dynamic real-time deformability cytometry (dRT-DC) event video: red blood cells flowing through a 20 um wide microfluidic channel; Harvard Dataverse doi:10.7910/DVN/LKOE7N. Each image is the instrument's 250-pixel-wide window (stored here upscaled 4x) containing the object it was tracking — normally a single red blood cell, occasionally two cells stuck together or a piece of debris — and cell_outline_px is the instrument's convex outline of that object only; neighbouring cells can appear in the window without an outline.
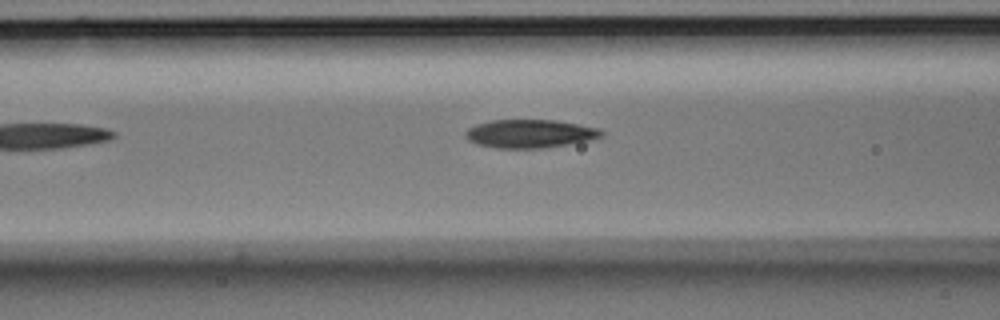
{"species": "Egyptian fruit bat (a non-hibernating species)", "species_latin": "Rousettus aegyptiacus", "temperature_condition": "room temperature", "stored_images_in_passage": 6, "segment_of_instrument_passage": [1, 2], "camera_frame_rate_fps": 3000, "um_per_image_px": 0.085, "animal": {"sex": "male"}, "frame": {"image": 1, "passage_image": 4, "time_ms": 1.0, "image_size_px": [1000, 320], "cell_outline_px": [[604, 136], [588, 140], [544, 148], [496, 148], [476, 144], [468, 140], [464, 136], [464, 132], [468, 128], [476, 124], [492, 120], [556, 120], [600, 128], [604, 132]], "centroid_in_image_um": [45.02, 11.36], "position_along_channel_um": 121.6, "area_um2": 22.54}}
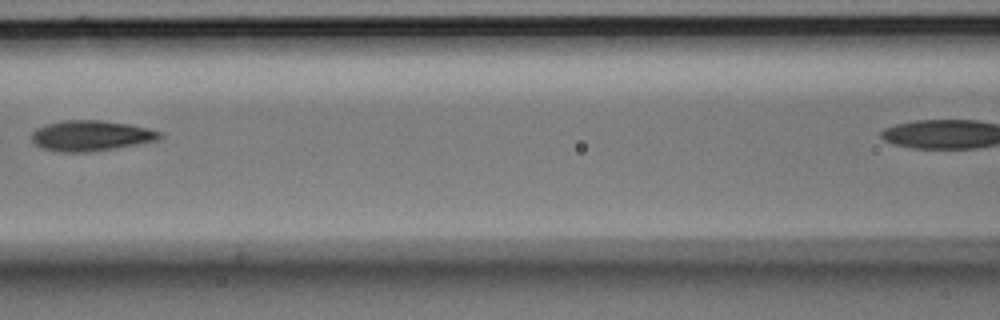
{"frame": {"image": 2, "passage_image": 5, "time_ms": 1.333, "image_size_px": [1000, 320], "cell_outline_px": [[164, 136], [156, 140], [116, 148], [88, 152], [60, 152], [40, 148], [32, 140], [32, 132], [36, 128], [48, 124], [64, 120], [100, 120], [128, 124], [160, 132]], "centroid_in_image_um": [7.68, 11.54], "position_along_channel_um": 158.9, "area_um2": 22.54}}